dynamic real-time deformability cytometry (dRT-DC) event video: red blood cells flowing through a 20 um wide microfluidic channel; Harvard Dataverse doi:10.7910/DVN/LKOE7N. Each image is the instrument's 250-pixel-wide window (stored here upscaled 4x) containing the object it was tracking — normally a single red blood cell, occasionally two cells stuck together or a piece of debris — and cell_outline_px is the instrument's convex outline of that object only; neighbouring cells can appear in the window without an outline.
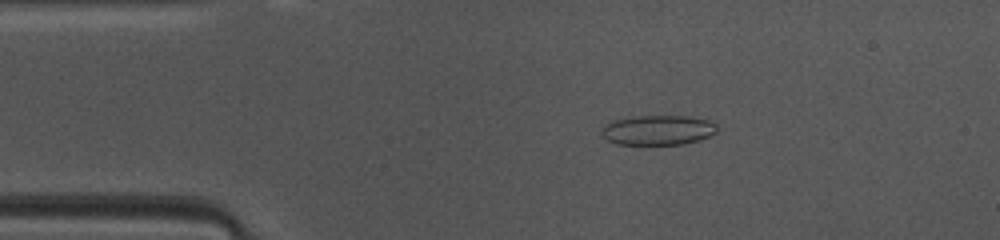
{"species": "common noctule bat (a hibernating species)", "species_latin": "Nyctalus noctula", "temperature_condition": "warm", "stored_images_in_passage": 47, "camera_frame_rate_fps": 3000, "um_per_image_px": 0.085, "animal": {"sex": "female", "body_mass_g": 10.0, "forearm_length_mm": 53.1}, "frame": {"image": 1, "passage_image": 8, "time_ms": 2.333, "image_size_px": [1000, 240], "cell_outline_px": [[716, 132], [708, 136], [684, 144], [616, 144], [600, 136], [600, 128], [612, 120], [628, 116], [688, 116], [708, 120], [716, 124]], "centroid_in_image_um": [55.84, 11.04], "position_along_channel_um": 29.2, "area_um2": 20.17}}
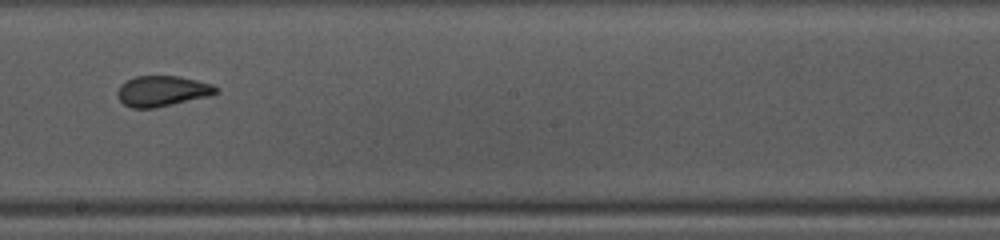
{"frame": {"image": 2, "passage_image": 25, "time_ms": 8.0, "image_size_px": [1000, 240], "cell_outline_px": [[220, 88], [216, 92], [208, 96], [156, 108], [132, 108], [124, 104], [120, 100], [116, 92], [120, 84], [136, 76], [180, 76], [212, 84]], "centroid_in_image_um": [13.77, 7.74], "position_along_channel_um": 234.4, "area_um2": 17.51}}
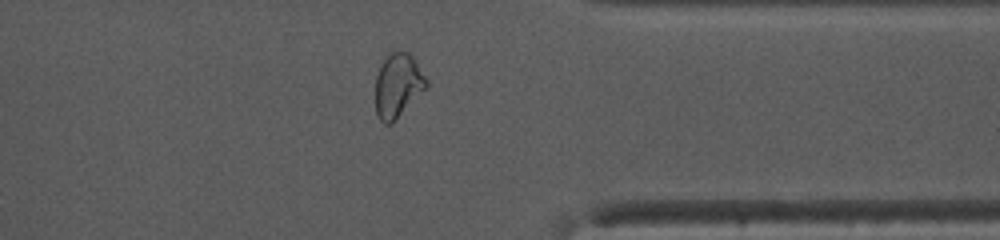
{"frame": {"image": 3, "passage_image": 36, "time_ms": 11.667, "image_size_px": [1000, 240], "cell_outline_px": [[428, 88], [392, 124], [384, 124], [376, 116], [376, 76], [384, 60], [392, 52], [408, 52], [412, 56], [428, 80]], "centroid_in_image_um": [33.84, 7.32], "position_along_channel_um": 377.6, "area_um2": 19.07}, "authors_computed_cell_mechanics": {"area_um2": 19.074, "velocity_mm_per_s": 4.1513, "shape_relaxation_time_tau1_ms": null, "shape_relaxation_time_tau2_ms": 1.0537, "deformation_change_tau1": null, "deformation_change_tau2": 0.085}}